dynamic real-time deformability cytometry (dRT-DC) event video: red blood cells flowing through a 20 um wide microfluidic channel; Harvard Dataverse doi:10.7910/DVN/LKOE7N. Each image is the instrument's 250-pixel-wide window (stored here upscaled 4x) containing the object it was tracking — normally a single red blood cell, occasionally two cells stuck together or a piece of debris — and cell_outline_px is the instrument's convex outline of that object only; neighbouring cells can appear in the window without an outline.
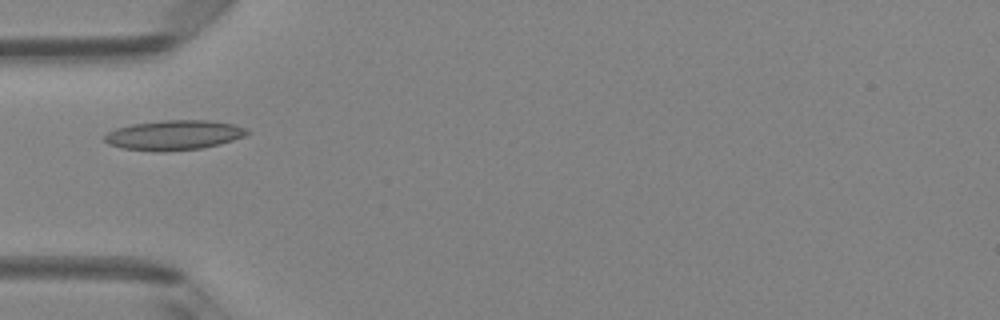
{"species": "Egyptian fruit bat (a non-hibernating species)", "species_latin": "Rousettus aegyptiacus", "temperature_condition": "room temperature", "stored_images_in_passage": 4, "camera_frame_rate_fps": 3000, "um_per_image_px": 0.085, "animal": {"sex": "female"}, "frame": {"image": 1, "passage_image": 4, "time_ms": 1.0, "image_size_px": [1000, 320], "cell_outline_px": [[252, 132], [244, 136], [220, 144], [200, 148], [164, 152], [160, 152], [120, 148], [108, 144], [104, 140], [104, 136], [108, 132], [116, 128], [132, 124], [164, 120], [208, 120], [232, 124], [244, 128]], "centroid_in_image_um": [14.76, 11.49], "position_along_channel_um": 70.2, "area_um2": 24.74}}